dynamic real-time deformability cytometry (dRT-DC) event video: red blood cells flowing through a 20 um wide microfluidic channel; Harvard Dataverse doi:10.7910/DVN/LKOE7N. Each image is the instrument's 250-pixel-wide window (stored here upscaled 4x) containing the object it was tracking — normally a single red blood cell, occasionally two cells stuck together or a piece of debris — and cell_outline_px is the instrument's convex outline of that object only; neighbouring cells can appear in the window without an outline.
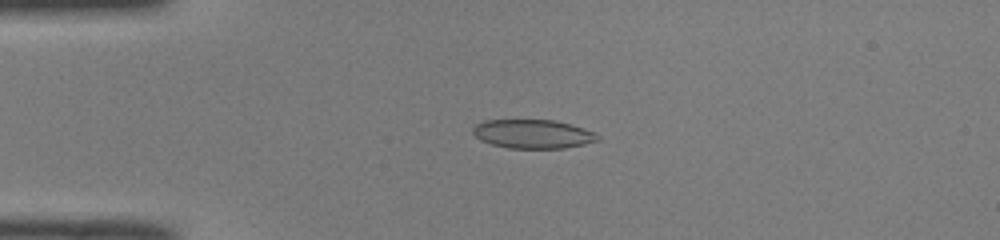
{"species": "common noctule bat (a hibernating species)", "species_latin": "Nyctalus noctula", "temperature_condition": "room temperature", "stored_images_in_passage": 49, "camera_frame_rate_fps": 3000, "um_per_image_px": 0.085, "animal": {"sex": "male", "body_mass_g": 19.0, "forearm_length_mm": 50.8}, "frame": {"image": 1, "passage_image": 11, "time_ms": 3.333, "image_size_px": [1000, 240], "cell_outline_px": [[600, 140], [584, 144], [564, 148], [508, 148], [492, 144], [480, 140], [472, 132], [472, 128], [476, 124], [484, 120], [552, 120], [568, 124], [596, 132], [600, 136]], "centroid_in_image_um": [45.29, 11.39], "position_along_channel_um": 39.7, "area_um2": 20.92}}
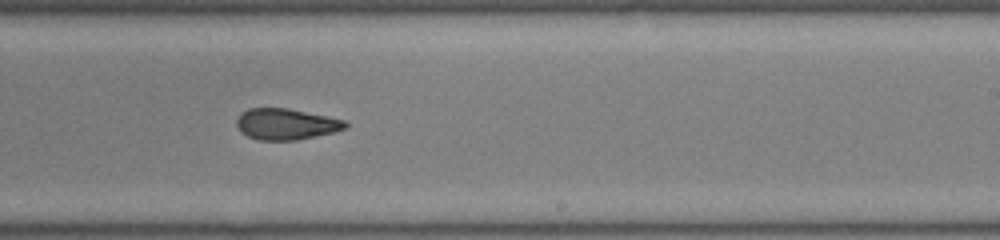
{"frame": {"image": 2, "passage_image": 30, "time_ms": 9.667, "image_size_px": [1000, 240], "cell_outline_px": [[348, 128], [336, 132], [296, 140], [256, 140], [240, 132], [236, 124], [236, 120], [240, 112], [248, 108], [288, 108], [348, 120]], "centroid_in_image_um": [24.34, 10.54], "position_along_channel_um": 264.7, "area_um2": 20.11}}
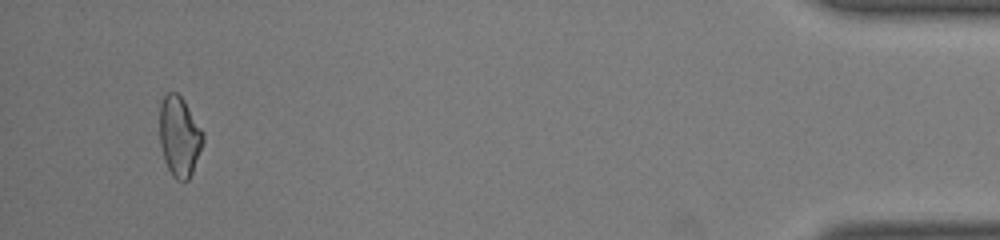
{"frame": {"image": 3, "passage_image": 47, "time_ms": 15.333, "image_size_px": [1000, 240], "cell_outline_px": [[204, 140], [192, 172], [188, 180], [176, 180], [172, 176], [164, 160], [160, 144], [160, 104], [164, 96], [168, 92], [176, 92], [184, 100], [204, 132]], "centroid_in_image_um": [15.25, 11.59], "position_along_channel_um": 420.0, "area_um2": 20.23}, "authors_computed_cell_mechanics": {"area_um2": 20.4612, "velocity_mm_per_s": 4.0323, "shape_relaxation_time_tau1_ms": null, "shape_relaxation_time_tau2_ms": 2.4713, "deformation_change_tau1": null, "deformation_change_tau2": 0.0944}}